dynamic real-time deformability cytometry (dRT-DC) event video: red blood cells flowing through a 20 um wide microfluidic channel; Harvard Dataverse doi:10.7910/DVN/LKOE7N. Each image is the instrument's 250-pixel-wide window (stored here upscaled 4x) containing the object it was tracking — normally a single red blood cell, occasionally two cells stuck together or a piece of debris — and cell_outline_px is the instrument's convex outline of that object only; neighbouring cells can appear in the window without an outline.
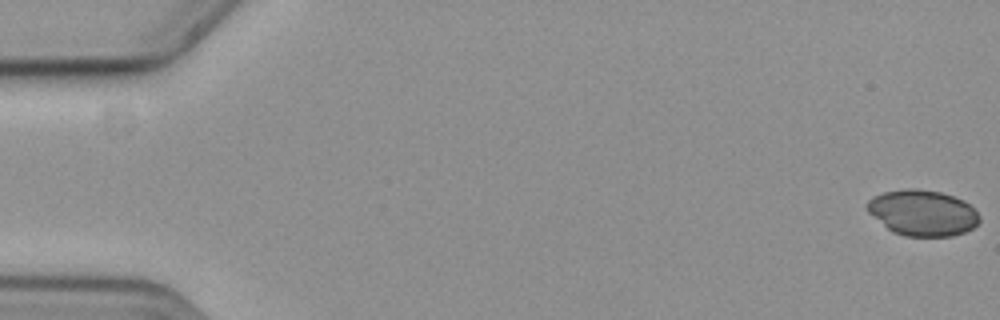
{"species": "common noctule bat (a hibernating species)", "species_latin": "Nyctalus noctula", "temperature_condition": "cold", "stored_images_in_passage": 22, "camera_frame_rate_fps": 3000, "um_per_image_px": 0.085, "animal": {"sex": "female", "body_mass_g": 19.3, "forearm_length_mm": 54.1}, "frame": {"image": 1, "passage_image": 1, "time_ms": 0.0, "image_size_px": [1000, 320], "cell_outline_px": [[980, 220], [972, 228], [964, 232], [952, 236], [904, 236], [892, 232], [868, 212], [868, 200], [884, 192], [904, 188], [916, 188], [940, 192], [964, 200], [980, 216]], "centroid_in_image_um": [78.42, 18.09], "position_along_channel_um": 6.6, "area_um2": 29.77}}